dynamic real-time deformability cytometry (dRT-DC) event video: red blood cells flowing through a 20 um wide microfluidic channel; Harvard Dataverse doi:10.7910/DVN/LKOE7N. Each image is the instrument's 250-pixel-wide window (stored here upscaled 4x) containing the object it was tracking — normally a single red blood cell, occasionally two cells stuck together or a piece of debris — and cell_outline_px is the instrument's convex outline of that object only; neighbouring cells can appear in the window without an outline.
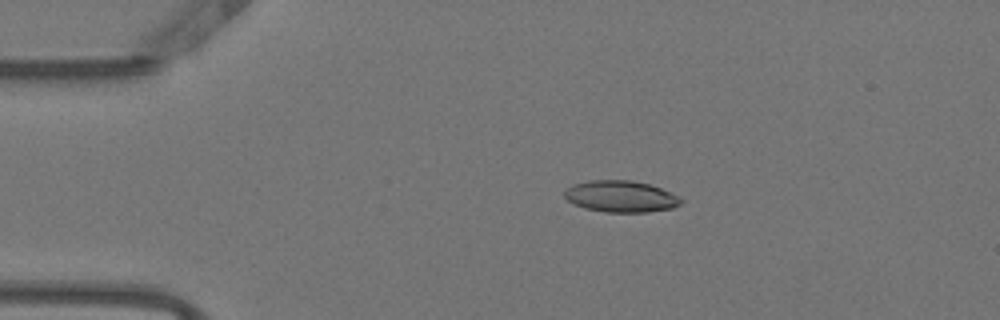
{"species": "Egyptian fruit bat (a non-hibernating species)", "species_latin": "Rousettus aegyptiacus", "temperature_condition": "warm", "stored_images_in_passage": 53, "camera_frame_rate_fps": 3000, "um_per_image_px": 0.085, "animal": {"sex": "female"}, "frame": {"image": 1, "passage_image": 11, "time_ms": 3.333, "image_size_px": [1000, 320], "cell_outline_px": [[684, 200], [680, 204], [672, 208], [648, 212], [604, 212], [584, 208], [568, 200], [564, 196], [564, 192], [572, 184], [588, 180], [632, 180], [648, 184], [660, 188]], "centroid_in_image_um": [52.74, 16.69], "position_along_channel_um": 32.3, "area_um2": 21.27}}
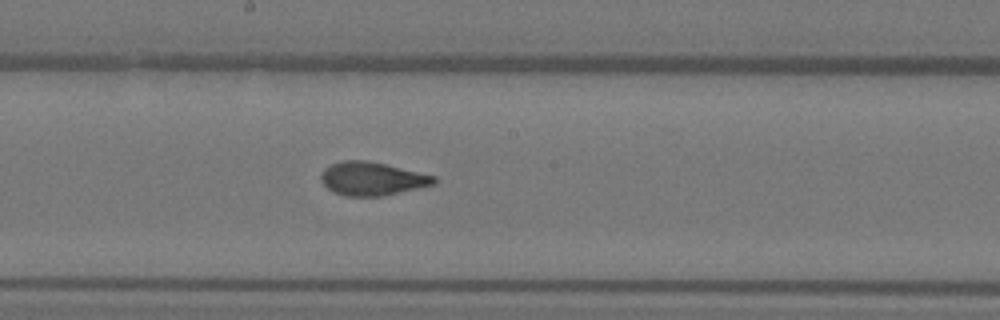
{"frame": {"image": 2, "passage_image": 29, "time_ms": 9.333, "image_size_px": [1000, 320], "cell_outline_px": [[436, 184], [380, 196], [344, 196], [332, 192], [320, 180], [320, 172], [324, 168], [332, 164], [344, 160], [368, 160], [436, 176]], "centroid_in_image_um": [31.59, 15.18], "position_along_channel_um": 216.6, "area_um2": 21.96}}
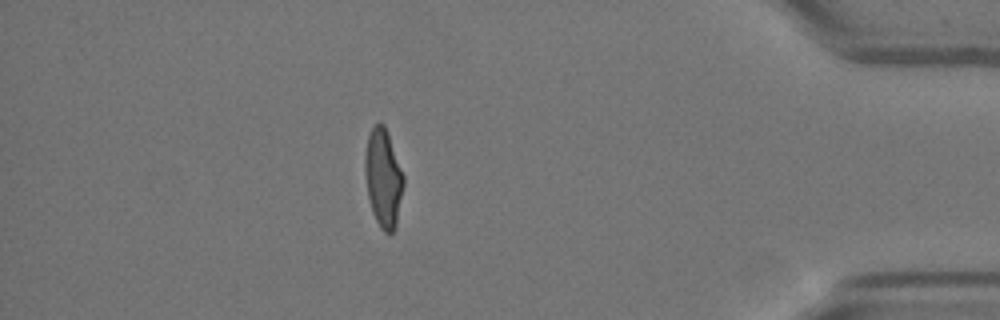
{"frame": {"image": 3, "passage_image": 47, "time_ms": 15.333, "image_size_px": [1000, 320], "cell_outline_px": [[404, 184], [396, 228], [392, 232], [384, 232], [380, 228], [372, 212], [368, 196], [364, 172], [364, 156], [368, 136], [372, 128], [380, 120], [384, 124], [404, 176]], "centroid_in_image_um": [32.57, 15.15], "position_along_channel_um": 402.6, "area_um2": 22.14}, "authors_computed_cell_mechanics": {"area_um2": 21.964, "velocity_mm_per_s": 3.835, "shape_relaxation_time_tau1_ms": 6.7625, "shape_relaxation_time_tau2_ms": 0.903, "deformation_change_tau1": 0.2293, "deformation_change_tau2": 0.0764}}